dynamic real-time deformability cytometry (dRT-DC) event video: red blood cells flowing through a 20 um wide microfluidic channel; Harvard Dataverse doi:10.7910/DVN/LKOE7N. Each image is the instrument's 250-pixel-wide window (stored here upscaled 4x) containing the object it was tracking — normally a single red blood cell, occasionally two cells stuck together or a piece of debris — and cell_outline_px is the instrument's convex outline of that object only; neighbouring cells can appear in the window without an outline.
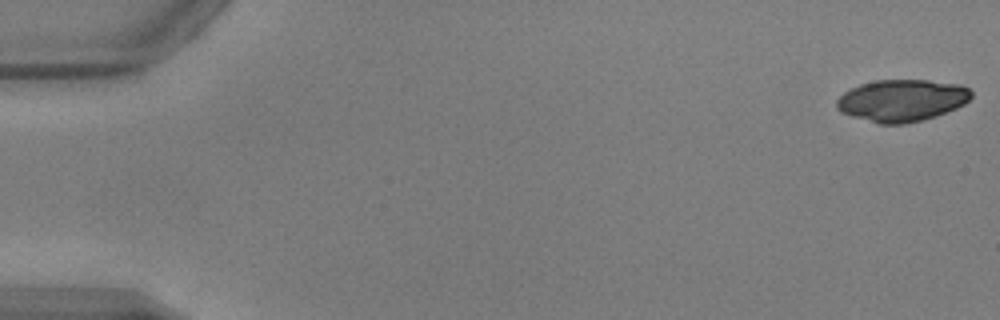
{"species": "common noctule bat (a hibernating species)", "species_latin": "Nyctalus noctula", "temperature_condition": "warm", "stored_images_in_passage": 7, "camera_frame_rate_fps": 3000, "um_per_image_px": 0.085, "animal": {"sex": "male", "body_mass_g": 17.9, "forearm_length_mm": 54.2}, "frame": {"image": 1, "passage_image": 1, "time_ms": 0.0, "image_size_px": [1000, 320], "cell_outline_px": [[972, 96], [964, 104], [956, 108], [936, 116], [904, 124], [880, 124], [852, 116], [840, 112], [836, 108], [836, 100], [844, 92], [860, 84], [876, 80], [928, 80], [960, 84], [968, 88], [972, 92]], "centroid_in_image_um": [76.65, 8.53], "position_along_channel_um": 8.3, "area_um2": 32.89}}